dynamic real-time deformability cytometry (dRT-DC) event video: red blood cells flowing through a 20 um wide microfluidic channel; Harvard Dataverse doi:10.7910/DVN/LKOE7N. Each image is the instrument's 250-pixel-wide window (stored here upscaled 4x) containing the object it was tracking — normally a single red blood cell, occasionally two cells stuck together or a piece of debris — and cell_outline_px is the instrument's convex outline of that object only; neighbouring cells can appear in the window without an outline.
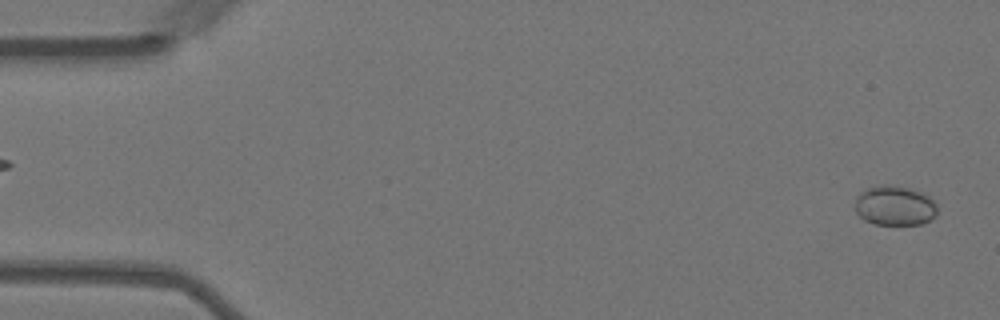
{"species": "Egyptian fruit bat (a non-hibernating species)", "species_latin": "Rousettus aegyptiacus", "temperature_condition": "warm", "stored_images_in_passage": 57, "camera_frame_rate_fps": 3000, "um_per_image_px": 0.085, "animal": {"sex": "female"}, "frame": {"image": 1, "passage_image": 2, "time_ms": 0.333, "image_size_px": [1000, 320], "cell_outline_px": [[936, 216], [920, 224], [876, 224], [864, 220], [856, 212], [856, 196], [860, 192], [868, 188], [884, 184], [888, 184], [908, 188], [920, 192], [928, 196], [936, 204]], "centroid_in_image_um": [76.03, 17.47], "position_along_channel_um": 9.0, "area_um2": 18.84}}
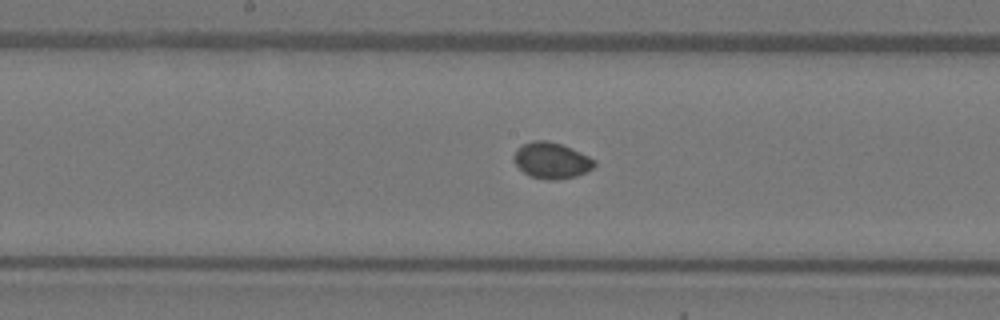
{"frame": {"image": 2, "passage_image": 29, "time_ms": 9.333, "image_size_px": [1000, 320], "cell_outline_px": [[596, 164], [592, 168], [576, 176], [556, 180], [548, 180], [528, 176], [512, 160], [512, 156], [516, 148], [532, 140], [548, 140], [572, 148], [596, 160]], "centroid_in_image_um": [46.84, 13.63], "position_along_channel_um": 201.4, "area_um2": 17.05}}
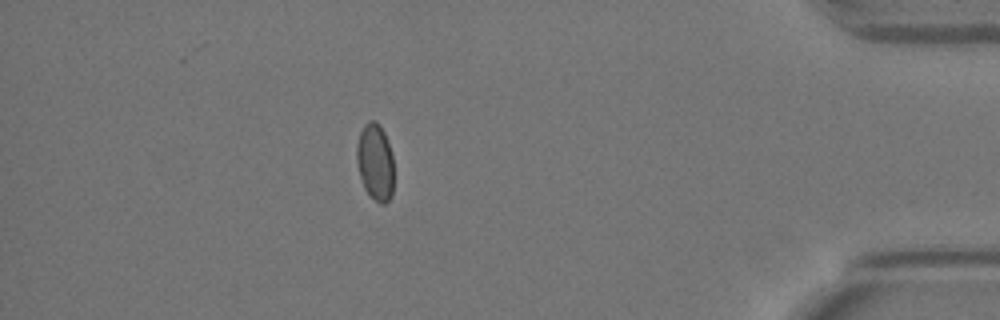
{"frame": {"image": 3, "passage_image": 50, "time_ms": 16.333, "image_size_px": [1000, 320], "cell_outline_px": [[392, 196], [384, 204], [380, 204], [364, 188], [360, 176], [356, 160], [356, 144], [360, 132], [364, 124], [368, 120], [376, 120], [380, 124], [384, 132], [392, 156]], "centroid_in_image_um": [31.86, 13.73], "position_along_channel_um": 403.3, "area_um2": 16.53}}